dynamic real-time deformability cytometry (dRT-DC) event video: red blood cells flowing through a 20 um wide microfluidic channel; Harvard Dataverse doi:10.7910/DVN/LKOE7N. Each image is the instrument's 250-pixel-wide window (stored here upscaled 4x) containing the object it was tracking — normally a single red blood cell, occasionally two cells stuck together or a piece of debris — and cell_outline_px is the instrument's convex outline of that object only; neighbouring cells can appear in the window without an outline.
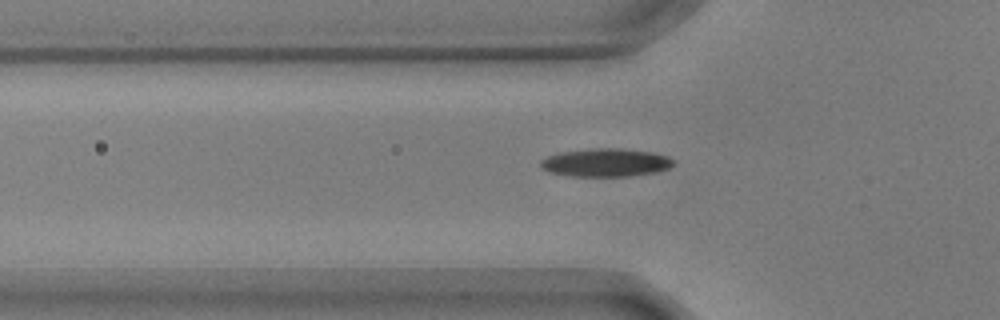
{"species": "common noctule bat (a hibernating species)", "species_latin": "Nyctalus noctula", "temperature_condition": "warm", "stored_images_in_passage": 52, "camera_frame_rate_fps": 3000, "um_per_image_px": 0.085, "animal": {"sex": "male", "body_mass_g": 17.9, "forearm_length_mm": 54.2}, "frame": {"image": 1, "passage_image": 19, "time_ms": 6.0, "image_size_px": [1000, 320], "cell_outline_px": [[676, 164], [668, 168], [656, 172], [628, 176], [572, 176], [548, 172], [540, 168], [540, 160], [556, 152], [588, 148], [624, 148], [652, 152], [668, 156], [676, 160]], "centroid_in_image_um": [51.48, 13.8], "position_along_channel_um": 74.3, "area_um2": 22.25}}
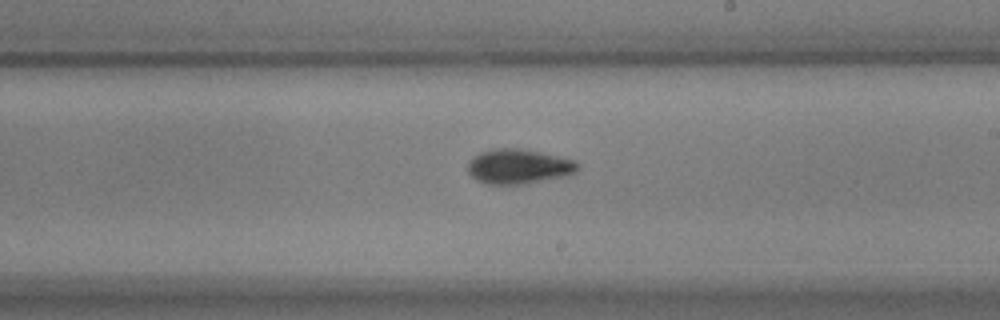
{"frame": {"image": 2, "passage_image": 33, "time_ms": 10.667, "image_size_px": [1000, 320], "cell_outline_px": [[580, 168], [576, 172], [568, 176], [528, 184], [484, 184], [472, 176], [468, 172], [468, 164], [472, 156], [480, 152], [492, 148], [520, 148], [540, 152], [576, 160], [580, 164]], "centroid_in_image_um": [44.12, 14.15], "position_along_channel_um": 244.9, "area_um2": 22.72}}
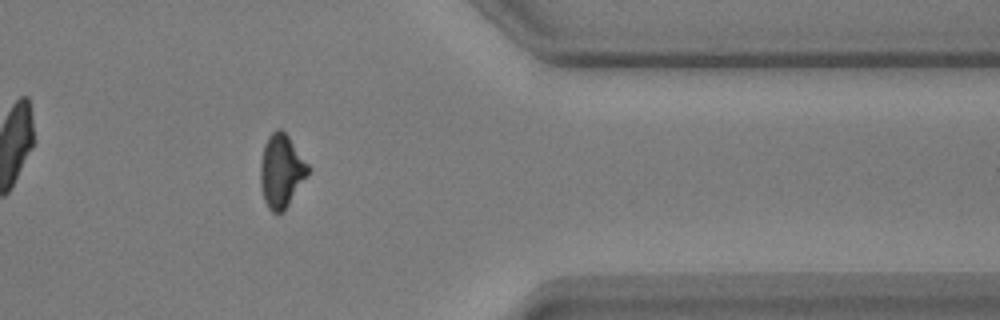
{"frame": {"image": 3, "passage_image": 46, "time_ms": 15.0, "image_size_px": [1000, 320], "cell_outline_px": [[312, 168], [308, 176], [284, 212], [276, 216], [268, 208], [264, 200], [260, 184], [260, 164], [264, 144], [268, 136], [276, 128], [280, 128], [288, 136]], "centroid_in_image_um": [23.93, 14.57], "position_along_channel_um": 387.5, "area_um2": 20.87}, "authors_computed_cell_mechanics": {"area_um2": 20.7213, "velocity_mm_per_s": 3.6398, "shape_relaxation_time_tau1_ms": 3.1997, "shape_relaxation_time_tau2_ms": 3.9338, "deformation_change_tau1": 0.1391, "deformation_change_tau2": 0.0956}}